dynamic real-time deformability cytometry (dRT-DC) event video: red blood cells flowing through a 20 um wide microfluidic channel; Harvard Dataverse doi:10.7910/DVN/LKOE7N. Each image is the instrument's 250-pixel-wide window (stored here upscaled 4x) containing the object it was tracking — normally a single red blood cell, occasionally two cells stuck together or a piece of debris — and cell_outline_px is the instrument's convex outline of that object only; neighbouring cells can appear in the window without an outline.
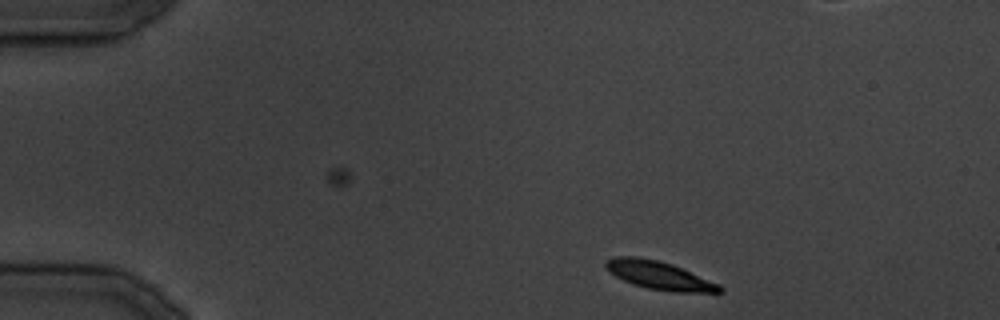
{"species": "common noctule bat (a hibernating species)", "species_latin": "Nyctalus noctula", "temperature_condition": "cold", "stored_images_in_passage": 13, "camera_frame_rate_fps": 3000, "um_per_image_px": 0.085, "animal": {"sex": "male", "body_mass_g": 19.5, "forearm_length_mm": 54.6}, "frame": {"image": 1, "passage_image": 13, "time_ms": 15.333, "image_size_px": [1000, 320], "cell_outline_px": [[724, 292], [672, 292], [648, 288], [632, 284], [608, 272], [604, 268], [604, 264], [612, 256], [636, 256], [660, 260], [672, 264], [720, 284], [724, 288]], "centroid_in_image_um": [56.02, 23.4], "position_along_channel_um": 29.0, "area_um2": 18.9}}